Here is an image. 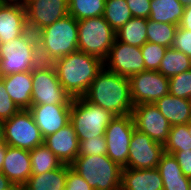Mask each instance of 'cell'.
<instances>
[{"label":"cell","mask_w":191,"mask_h":190,"mask_svg":"<svg viewBox=\"0 0 191 190\" xmlns=\"http://www.w3.org/2000/svg\"><path fill=\"white\" fill-rule=\"evenodd\" d=\"M65 190H93V188L70 165H67Z\"/></svg>","instance_id":"obj_38"},{"label":"cell","mask_w":191,"mask_h":190,"mask_svg":"<svg viewBox=\"0 0 191 190\" xmlns=\"http://www.w3.org/2000/svg\"><path fill=\"white\" fill-rule=\"evenodd\" d=\"M185 6H191V0H179Z\"/></svg>","instance_id":"obj_46"},{"label":"cell","mask_w":191,"mask_h":190,"mask_svg":"<svg viewBox=\"0 0 191 190\" xmlns=\"http://www.w3.org/2000/svg\"><path fill=\"white\" fill-rule=\"evenodd\" d=\"M39 59L52 63L78 51V21L69 14L37 33Z\"/></svg>","instance_id":"obj_3"},{"label":"cell","mask_w":191,"mask_h":190,"mask_svg":"<svg viewBox=\"0 0 191 190\" xmlns=\"http://www.w3.org/2000/svg\"><path fill=\"white\" fill-rule=\"evenodd\" d=\"M26 10L23 6H0V43L22 36L26 31Z\"/></svg>","instance_id":"obj_19"},{"label":"cell","mask_w":191,"mask_h":190,"mask_svg":"<svg viewBox=\"0 0 191 190\" xmlns=\"http://www.w3.org/2000/svg\"><path fill=\"white\" fill-rule=\"evenodd\" d=\"M32 105H71L72 98L62 87L51 63L40 62L32 71Z\"/></svg>","instance_id":"obj_8"},{"label":"cell","mask_w":191,"mask_h":190,"mask_svg":"<svg viewBox=\"0 0 191 190\" xmlns=\"http://www.w3.org/2000/svg\"><path fill=\"white\" fill-rule=\"evenodd\" d=\"M70 0H33L25 6L27 28L37 33L68 15Z\"/></svg>","instance_id":"obj_14"},{"label":"cell","mask_w":191,"mask_h":190,"mask_svg":"<svg viewBox=\"0 0 191 190\" xmlns=\"http://www.w3.org/2000/svg\"><path fill=\"white\" fill-rule=\"evenodd\" d=\"M163 153V144L152 140L148 135L135 128L131 136L127 165L124 168H157Z\"/></svg>","instance_id":"obj_12"},{"label":"cell","mask_w":191,"mask_h":190,"mask_svg":"<svg viewBox=\"0 0 191 190\" xmlns=\"http://www.w3.org/2000/svg\"><path fill=\"white\" fill-rule=\"evenodd\" d=\"M140 49L144 59L145 70L158 71L167 47L146 42Z\"/></svg>","instance_id":"obj_33"},{"label":"cell","mask_w":191,"mask_h":190,"mask_svg":"<svg viewBox=\"0 0 191 190\" xmlns=\"http://www.w3.org/2000/svg\"><path fill=\"white\" fill-rule=\"evenodd\" d=\"M115 39L116 32L103 16L78 21V51L105 61Z\"/></svg>","instance_id":"obj_7"},{"label":"cell","mask_w":191,"mask_h":190,"mask_svg":"<svg viewBox=\"0 0 191 190\" xmlns=\"http://www.w3.org/2000/svg\"><path fill=\"white\" fill-rule=\"evenodd\" d=\"M178 27L191 31V6H185L184 13Z\"/></svg>","instance_id":"obj_41"},{"label":"cell","mask_w":191,"mask_h":190,"mask_svg":"<svg viewBox=\"0 0 191 190\" xmlns=\"http://www.w3.org/2000/svg\"><path fill=\"white\" fill-rule=\"evenodd\" d=\"M178 25L147 19V42L171 48Z\"/></svg>","instance_id":"obj_30"},{"label":"cell","mask_w":191,"mask_h":190,"mask_svg":"<svg viewBox=\"0 0 191 190\" xmlns=\"http://www.w3.org/2000/svg\"><path fill=\"white\" fill-rule=\"evenodd\" d=\"M93 190H120L123 168L106 154L77 156L70 165Z\"/></svg>","instance_id":"obj_5"},{"label":"cell","mask_w":191,"mask_h":190,"mask_svg":"<svg viewBox=\"0 0 191 190\" xmlns=\"http://www.w3.org/2000/svg\"><path fill=\"white\" fill-rule=\"evenodd\" d=\"M103 17L117 32L133 16L126 0H106Z\"/></svg>","instance_id":"obj_29"},{"label":"cell","mask_w":191,"mask_h":190,"mask_svg":"<svg viewBox=\"0 0 191 190\" xmlns=\"http://www.w3.org/2000/svg\"><path fill=\"white\" fill-rule=\"evenodd\" d=\"M172 48L181 51L191 58V31L178 27Z\"/></svg>","instance_id":"obj_37"},{"label":"cell","mask_w":191,"mask_h":190,"mask_svg":"<svg viewBox=\"0 0 191 190\" xmlns=\"http://www.w3.org/2000/svg\"><path fill=\"white\" fill-rule=\"evenodd\" d=\"M188 131L191 135V120L187 123Z\"/></svg>","instance_id":"obj_48"},{"label":"cell","mask_w":191,"mask_h":190,"mask_svg":"<svg viewBox=\"0 0 191 190\" xmlns=\"http://www.w3.org/2000/svg\"><path fill=\"white\" fill-rule=\"evenodd\" d=\"M20 109L8 95L4 81L0 78V120L6 121L13 117Z\"/></svg>","instance_id":"obj_36"},{"label":"cell","mask_w":191,"mask_h":190,"mask_svg":"<svg viewBox=\"0 0 191 190\" xmlns=\"http://www.w3.org/2000/svg\"><path fill=\"white\" fill-rule=\"evenodd\" d=\"M132 16L137 18H149L151 0H126Z\"/></svg>","instance_id":"obj_39"},{"label":"cell","mask_w":191,"mask_h":190,"mask_svg":"<svg viewBox=\"0 0 191 190\" xmlns=\"http://www.w3.org/2000/svg\"><path fill=\"white\" fill-rule=\"evenodd\" d=\"M169 94L184 99H191V70L169 78Z\"/></svg>","instance_id":"obj_34"},{"label":"cell","mask_w":191,"mask_h":190,"mask_svg":"<svg viewBox=\"0 0 191 190\" xmlns=\"http://www.w3.org/2000/svg\"><path fill=\"white\" fill-rule=\"evenodd\" d=\"M0 190H18L1 171H0Z\"/></svg>","instance_id":"obj_42"},{"label":"cell","mask_w":191,"mask_h":190,"mask_svg":"<svg viewBox=\"0 0 191 190\" xmlns=\"http://www.w3.org/2000/svg\"><path fill=\"white\" fill-rule=\"evenodd\" d=\"M135 129L132 114L116 116L105 131L107 144L106 155L122 168L127 165L130 151V141Z\"/></svg>","instance_id":"obj_10"},{"label":"cell","mask_w":191,"mask_h":190,"mask_svg":"<svg viewBox=\"0 0 191 190\" xmlns=\"http://www.w3.org/2000/svg\"><path fill=\"white\" fill-rule=\"evenodd\" d=\"M44 144L62 164L71 165L79 153L80 142L71 123L45 137Z\"/></svg>","instance_id":"obj_17"},{"label":"cell","mask_w":191,"mask_h":190,"mask_svg":"<svg viewBox=\"0 0 191 190\" xmlns=\"http://www.w3.org/2000/svg\"><path fill=\"white\" fill-rule=\"evenodd\" d=\"M51 64L62 87L72 99L83 97L104 67V61L81 51L60 57Z\"/></svg>","instance_id":"obj_2"},{"label":"cell","mask_w":191,"mask_h":190,"mask_svg":"<svg viewBox=\"0 0 191 190\" xmlns=\"http://www.w3.org/2000/svg\"><path fill=\"white\" fill-rule=\"evenodd\" d=\"M2 5L22 6V0H0Z\"/></svg>","instance_id":"obj_44"},{"label":"cell","mask_w":191,"mask_h":190,"mask_svg":"<svg viewBox=\"0 0 191 190\" xmlns=\"http://www.w3.org/2000/svg\"><path fill=\"white\" fill-rule=\"evenodd\" d=\"M83 97L115 116L132 114L134 107L129 78L111 72L105 67L92 81Z\"/></svg>","instance_id":"obj_1"},{"label":"cell","mask_w":191,"mask_h":190,"mask_svg":"<svg viewBox=\"0 0 191 190\" xmlns=\"http://www.w3.org/2000/svg\"><path fill=\"white\" fill-rule=\"evenodd\" d=\"M39 63L37 35L29 29L20 37L0 43V77L33 71Z\"/></svg>","instance_id":"obj_4"},{"label":"cell","mask_w":191,"mask_h":190,"mask_svg":"<svg viewBox=\"0 0 191 190\" xmlns=\"http://www.w3.org/2000/svg\"><path fill=\"white\" fill-rule=\"evenodd\" d=\"M188 190H191V177L189 178V187Z\"/></svg>","instance_id":"obj_49"},{"label":"cell","mask_w":191,"mask_h":190,"mask_svg":"<svg viewBox=\"0 0 191 190\" xmlns=\"http://www.w3.org/2000/svg\"><path fill=\"white\" fill-rule=\"evenodd\" d=\"M104 67L121 76L130 78L136 73L146 71L140 47L131 46L115 39Z\"/></svg>","instance_id":"obj_13"},{"label":"cell","mask_w":191,"mask_h":190,"mask_svg":"<svg viewBox=\"0 0 191 190\" xmlns=\"http://www.w3.org/2000/svg\"><path fill=\"white\" fill-rule=\"evenodd\" d=\"M154 105L171 126L187 124L191 120V101L171 94L158 99Z\"/></svg>","instance_id":"obj_22"},{"label":"cell","mask_w":191,"mask_h":190,"mask_svg":"<svg viewBox=\"0 0 191 190\" xmlns=\"http://www.w3.org/2000/svg\"><path fill=\"white\" fill-rule=\"evenodd\" d=\"M33 0H22V6L25 7L27 4H29Z\"/></svg>","instance_id":"obj_47"},{"label":"cell","mask_w":191,"mask_h":190,"mask_svg":"<svg viewBox=\"0 0 191 190\" xmlns=\"http://www.w3.org/2000/svg\"><path fill=\"white\" fill-rule=\"evenodd\" d=\"M116 39L131 46L144 45L147 42V18L132 17L116 32Z\"/></svg>","instance_id":"obj_26"},{"label":"cell","mask_w":191,"mask_h":190,"mask_svg":"<svg viewBox=\"0 0 191 190\" xmlns=\"http://www.w3.org/2000/svg\"><path fill=\"white\" fill-rule=\"evenodd\" d=\"M132 117L137 130L145 133L152 140L165 144L171 125L154 104L134 106Z\"/></svg>","instance_id":"obj_15"},{"label":"cell","mask_w":191,"mask_h":190,"mask_svg":"<svg viewBox=\"0 0 191 190\" xmlns=\"http://www.w3.org/2000/svg\"><path fill=\"white\" fill-rule=\"evenodd\" d=\"M163 186V180L156 168L122 170V190H163Z\"/></svg>","instance_id":"obj_21"},{"label":"cell","mask_w":191,"mask_h":190,"mask_svg":"<svg viewBox=\"0 0 191 190\" xmlns=\"http://www.w3.org/2000/svg\"><path fill=\"white\" fill-rule=\"evenodd\" d=\"M181 170L184 176L190 178L191 177V150H182V151H177L172 154Z\"/></svg>","instance_id":"obj_40"},{"label":"cell","mask_w":191,"mask_h":190,"mask_svg":"<svg viewBox=\"0 0 191 190\" xmlns=\"http://www.w3.org/2000/svg\"><path fill=\"white\" fill-rule=\"evenodd\" d=\"M79 153L78 156H99L104 155L107 152V144L105 136H98L92 139H86L79 141Z\"/></svg>","instance_id":"obj_35"},{"label":"cell","mask_w":191,"mask_h":190,"mask_svg":"<svg viewBox=\"0 0 191 190\" xmlns=\"http://www.w3.org/2000/svg\"><path fill=\"white\" fill-rule=\"evenodd\" d=\"M43 138L70 123L71 105L41 104L28 109Z\"/></svg>","instance_id":"obj_16"},{"label":"cell","mask_w":191,"mask_h":190,"mask_svg":"<svg viewBox=\"0 0 191 190\" xmlns=\"http://www.w3.org/2000/svg\"><path fill=\"white\" fill-rule=\"evenodd\" d=\"M67 177V165L63 164L60 168L31 175L20 190H65Z\"/></svg>","instance_id":"obj_24"},{"label":"cell","mask_w":191,"mask_h":190,"mask_svg":"<svg viewBox=\"0 0 191 190\" xmlns=\"http://www.w3.org/2000/svg\"><path fill=\"white\" fill-rule=\"evenodd\" d=\"M188 70H191V58L172 47L167 48L158 72L170 78Z\"/></svg>","instance_id":"obj_28"},{"label":"cell","mask_w":191,"mask_h":190,"mask_svg":"<svg viewBox=\"0 0 191 190\" xmlns=\"http://www.w3.org/2000/svg\"><path fill=\"white\" fill-rule=\"evenodd\" d=\"M150 6L148 19L174 25H179L185 9V5L179 0H154Z\"/></svg>","instance_id":"obj_25"},{"label":"cell","mask_w":191,"mask_h":190,"mask_svg":"<svg viewBox=\"0 0 191 190\" xmlns=\"http://www.w3.org/2000/svg\"><path fill=\"white\" fill-rule=\"evenodd\" d=\"M114 117L116 116L110 111L90 103L84 97L72 99L70 123L79 141L104 136Z\"/></svg>","instance_id":"obj_6"},{"label":"cell","mask_w":191,"mask_h":190,"mask_svg":"<svg viewBox=\"0 0 191 190\" xmlns=\"http://www.w3.org/2000/svg\"><path fill=\"white\" fill-rule=\"evenodd\" d=\"M4 141L3 121L0 120V143Z\"/></svg>","instance_id":"obj_45"},{"label":"cell","mask_w":191,"mask_h":190,"mask_svg":"<svg viewBox=\"0 0 191 190\" xmlns=\"http://www.w3.org/2000/svg\"><path fill=\"white\" fill-rule=\"evenodd\" d=\"M106 0H70L68 14L77 21L104 15Z\"/></svg>","instance_id":"obj_31"},{"label":"cell","mask_w":191,"mask_h":190,"mask_svg":"<svg viewBox=\"0 0 191 190\" xmlns=\"http://www.w3.org/2000/svg\"><path fill=\"white\" fill-rule=\"evenodd\" d=\"M187 149L191 150V135L187 124L171 126L167 141L164 144V152L173 154Z\"/></svg>","instance_id":"obj_32"},{"label":"cell","mask_w":191,"mask_h":190,"mask_svg":"<svg viewBox=\"0 0 191 190\" xmlns=\"http://www.w3.org/2000/svg\"><path fill=\"white\" fill-rule=\"evenodd\" d=\"M163 180V190H188L189 178L184 176L176 158L164 152L156 168Z\"/></svg>","instance_id":"obj_23"},{"label":"cell","mask_w":191,"mask_h":190,"mask_svg":"<svg viewBox=\"0 0 191 190\" xmlns=\"http://www.w3.org/2000/svg\"><path fill=\"white\" fill-rule=\"evenodd\" d=\"M133 105L154 104L169 94V78L158 71H142L129 78Z\"/></svg>","instance_id":"obj_11"},{"label":"cell","mask_w":191,"mask_h":190,"mask_svg":"<svg viewBox=\"0 0 191 190\" xmlns=\"http://www.w3.org/2000/svg\"><path fill=\"white\" fill-rule=\"evenodd\" d=\"M4 142L12 147L31 151L44 143V138L28 109L19 110L3 122Z\"/></svg>","instance_id":"obj_9"},{"label":"cell","mask_w":191,"mask_h":190,"mask_svg":"<svg viewBox=\"0 0 191 190\" xmlns=\"http://www.w3.org/2000/svg\"><path fill=\"white\" fill-rule=\"evenodd\" d=\"M30 152L7 145L1 172L20 190L32 175Z\"/></svg>","instance_id":"obj_18"},{"label":"cell","mask_w":191,"mask_h":190,"mask_svg":"<svg viewBox=\"0 0 191 190\" xmlns=\"http://www.w3.org/2000/svg\"><path fill=\"white\" fill-rule=\"evenodd\" d=\"M0 78L15 105L20 110L29 109L32 105V71L13 73Z\"/></svg>","instance_id":"obj_20"},{"label":"cell","mask_w":191,"mask_h":190,"mask_svg":"<svg viewBox=\"0 0 191 190\" xmlns=\"http://www.w3.org/2000/svg\"><path fill=\"white\" fill-rule=\"evenodd\" d=\"M29 152L32 165V175L46 173L60 168L63 165L62 162L44 143L38 145Z\"/></svg>","instance_id":"obj_27"},{"label":"cell","mask_w":191,"mask_h":190,"mask_svg":"<svg viewBox=\"0 0 191 190\" xmlns=\"http://www.w3.org/2000/svg\"><path fill=\"white\" fill-rule=\"evenodd\" d=\"M6 151H7V144L3 141L2 143H0V171L2 170Z\"/></svg>","instance_id":"obj_43"}]
</instances>
